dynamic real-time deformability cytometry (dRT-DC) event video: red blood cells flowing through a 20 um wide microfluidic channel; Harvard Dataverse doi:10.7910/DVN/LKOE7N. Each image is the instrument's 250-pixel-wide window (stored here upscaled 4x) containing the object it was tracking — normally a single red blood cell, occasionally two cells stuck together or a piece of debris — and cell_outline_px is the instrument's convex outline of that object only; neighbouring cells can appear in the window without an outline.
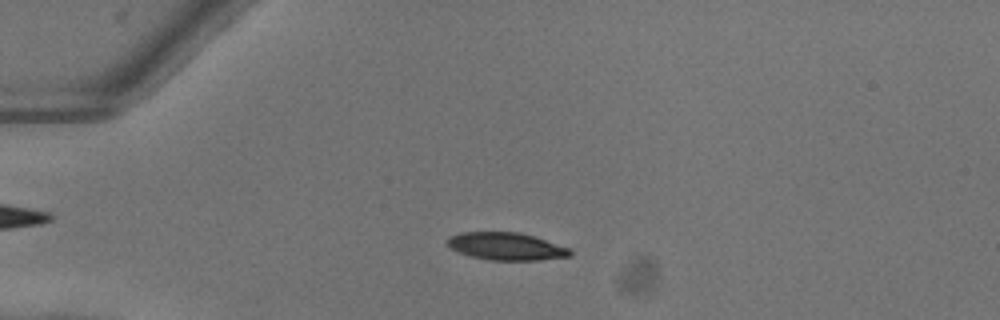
{"species": "common noctule bat (a hibernating species)", "species_latin": "Nyctalus noctula", "temperature_condition": "warm", "stored_images_in_passage": 51, "camera_frame_rate_fps": 3000, "um_per_image_px": 0.085, "animal": {"sex": "female"}, "frame": {"image": 1, "passage_image": 13, "time_ms": 4.0, "image_size_px": [1000, 320], "cell_outline_px": [[572, 256], [540, 260], [488, 260], [472, 256], [460, 252], [452, 248], [448, 244], [448, 240], [452, 236], [460, 232], [520, 232], [536, 236], [572, 248]], "centroid_in_image_um": [43.14, 20.93], "position_along_channel_um": 41.9, "area_um2": 19.77}}
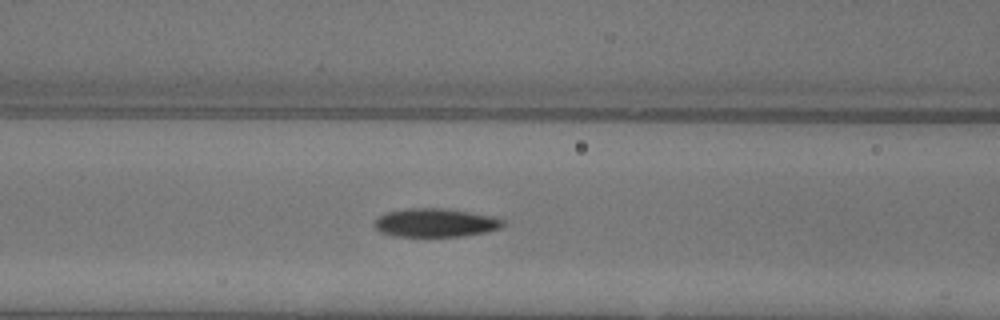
{"frame": {"image": 2, "passage_image": 22, "time_ms": 7.0, "image_size_px": [1000, 320], "cell_outline_px": [[504, 224], [500, 228], [484, 232], [460, 236], [392, 236], [380, 232], [372, 224], [380, 216], [388, 212], [408, 208], [440, 208], [496, 216], [504, 220]], "centroid_in_image_um": [37.0, 18.93], "position_along_channel_um": 129.6, "area_um2": 21.21}}
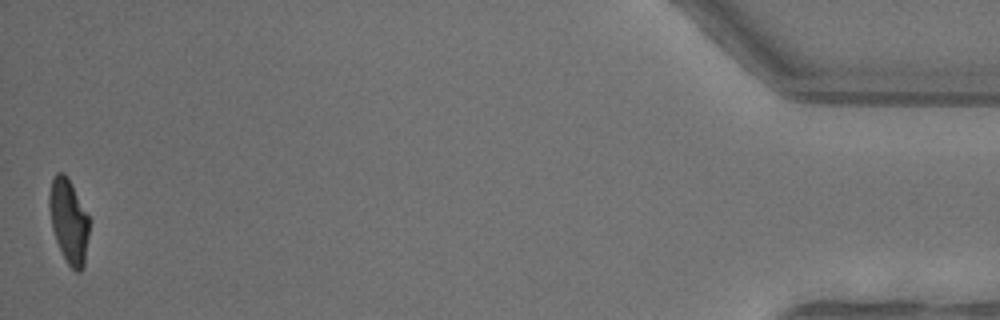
{"frame": {"image": 3, "passage_image": 51, "time_ms": 16.667, "image_size_px": [1000, 320], "cell_outline_px": [[88, 236], [84, 268], [80, 272], [76, 272], [68, 264], [56, 240], [52, 228], [48, 208], [48, 196], [52, 180], [56, 172], [64, 172], [88, 216]], "centroid_in_image_um": [5.82, 18.81], "position_along_channel_um": 429.4, "area_um2": 19.25}, "authors_computed_cell_mechanics": {"area_um2": 20.6924, "velocity_mm_per_s": 4.0576, "shape_relaxation_time_tau1_ms": 3.8853, "shape_relaxation_time_tau2_ms": 2.6858, "deformation_change_tau1": 0.1618, "deformation_change_tau2": 0.0825}}